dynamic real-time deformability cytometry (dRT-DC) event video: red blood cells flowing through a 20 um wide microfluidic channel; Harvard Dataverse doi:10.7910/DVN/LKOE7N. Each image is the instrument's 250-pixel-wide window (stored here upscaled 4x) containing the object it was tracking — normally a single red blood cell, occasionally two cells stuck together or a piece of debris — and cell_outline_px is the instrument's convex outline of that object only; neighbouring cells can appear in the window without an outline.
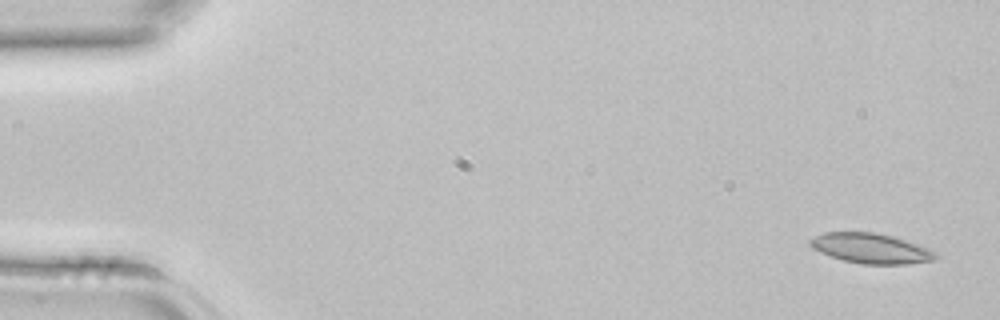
{"species": "common noctule bat (a hibernating species)", "species_latin": "Nyctalus noctula", "temperature_condition": "room temperature", "stored_images_in_passage": 5, "camera_frame_rate_fps": 3000, "um_per_image_px": 0.085, "animal": {"sex": "female", "body_mass_g": 22.7, "forearm_length_mm": 54.2}, "frame": {"image": 1, "passage_image": 1, "time_ms": 0.0, "image_size_px": [1000, 320], "cell_outline_px": [[940, 256], [936, 260], [908, 264], [864, 264], [844, 260], [820, 252], [812, 248], [808, 244], [808, 240], [812, 236], [824, 232], [876, 232], [892, 236], [928, 248], [936, 252]], "centroid_in_image_um": [74.02, 21.1], "position_along_channel_um": 11.0, "area_um2": 22.08}}
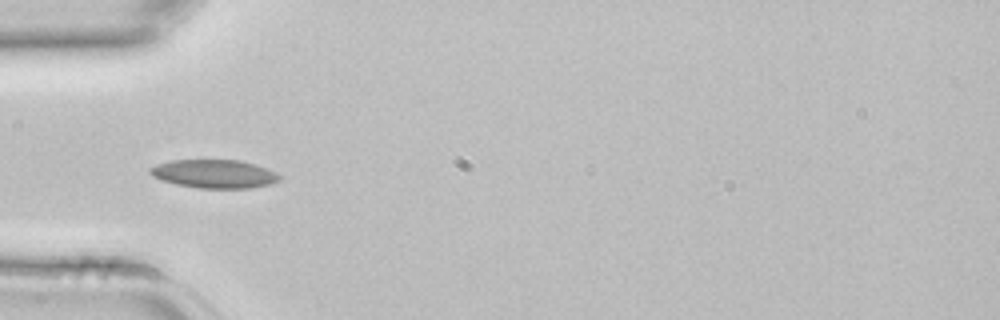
{"frame": {"image": 2, "passage_image": 4, "time_ms": 1.0, "image_size_px": [1000, 320], "cell_outline_px": [[280, 180], [268, 184], [248, 188], [200, 188], [176, 184], [160, 180], [152, 176], [148, 172], [148, 168], [156, 164], [172, 160], [240, 160], [256, 164], [276, 172], [280, 176]], "centroid_in_image_um": [18.17, 14.77], "position_along_channel_um": 66.8, "area_um2": 21.5}}